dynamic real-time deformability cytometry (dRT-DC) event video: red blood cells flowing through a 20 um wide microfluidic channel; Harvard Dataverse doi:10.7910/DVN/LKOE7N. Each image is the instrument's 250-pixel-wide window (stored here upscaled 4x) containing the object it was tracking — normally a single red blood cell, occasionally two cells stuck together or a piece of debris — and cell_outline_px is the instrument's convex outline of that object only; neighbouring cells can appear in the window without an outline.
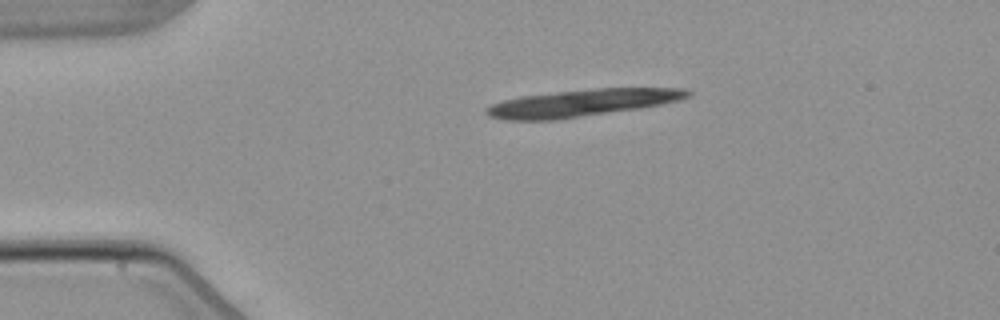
{"species": "common noctule bat (a hibernating species)", "species_latin": "Nyctalus noctula", "temperature_condition": "warm", "stored_images_in_passage": 2, "camera_frame_rate_fps": 3000, "um_per_image_px": 0.085, "animal": {"sex": "male", "body_mass_g": 21.5, "forearm_length_mm": 52.0}, "frame": {"image": 1, "passage_image": 1, "time_ms": 0.0, "image_size_px": [1000, 320], "cell_outline_px": [[692, 96], [680, 100], [640, 108], [556, 120], [504, 120], [488, 116], [484, 112], [484, 108], [492, 104], [504, 100], [520, 96], [596, 88], [684, 88], [692, 92]], "centroid_in_image_um": [49.47, 8.75], "position_along_channel_um": 35.5, "area_um2": 31.79}}